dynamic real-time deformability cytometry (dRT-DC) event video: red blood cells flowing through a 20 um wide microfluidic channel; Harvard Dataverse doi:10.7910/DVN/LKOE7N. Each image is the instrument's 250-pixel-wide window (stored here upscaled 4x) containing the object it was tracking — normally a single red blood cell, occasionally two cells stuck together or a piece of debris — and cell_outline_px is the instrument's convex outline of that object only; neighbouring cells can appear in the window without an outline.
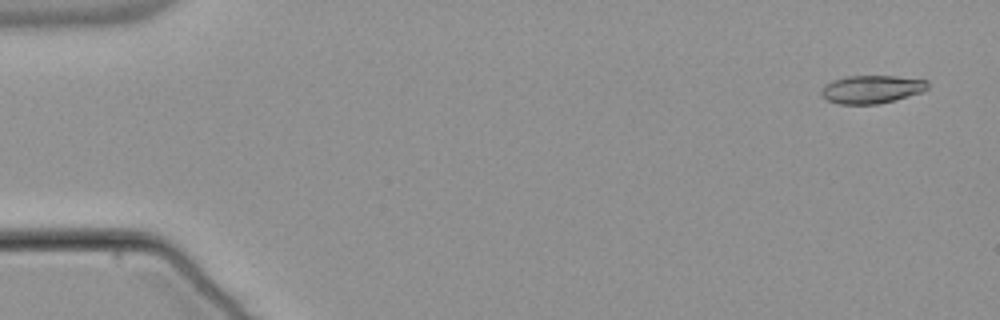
{"species": "common noctule bat (a hibernating species)", "species_latin": "Nyctalus noctula", "temperature_condition": "warm", "stored_images_in_passage": 54, "camera_frame_rate_fps": 3000, "um_per_image_px": 0.085, "animal": {"sex": "male", "body_mass_g": 21.5, "forearm_length_mm": 52.0}, "frame": {"image": 1, "passage_image": 3, "time_ms": 0.667, "image_size_px": [1000, 320], "cell_outline_px": [[928, 88], [924, 92], [876, 104], [840, 104], [828, 100], [820, 92], [824, 84], [832, 80], [844, 76], [896, 76], [928, 80]], "centroid_in_image_um": [74.09, 7.57], "position_along_channel_um": 10.9, "area_um2": 17.4}}
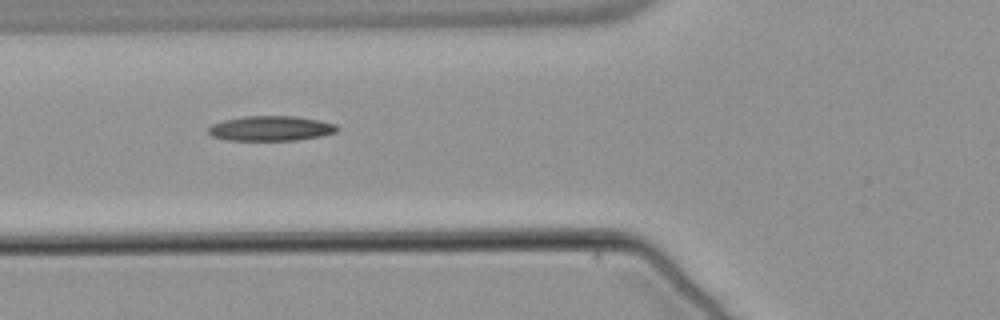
{"frame": {"image": 2, "passage_image": 21, "time_ms": 6.667, "image_size_px": [1000, 320], "cell_outline_px": [[340, 128], [336, 132], [320, 136], [296, 140], [224, 140], [212, 136], [208, 132], [208, 128], [212, 124], [224, 120], [244, 116], [296, 116], [320, 120], [336, 124]], "centroid_in_image_um": [23.03, 10.91], "position_along_channel_um": 102.8, "area_um2": 18.79}}
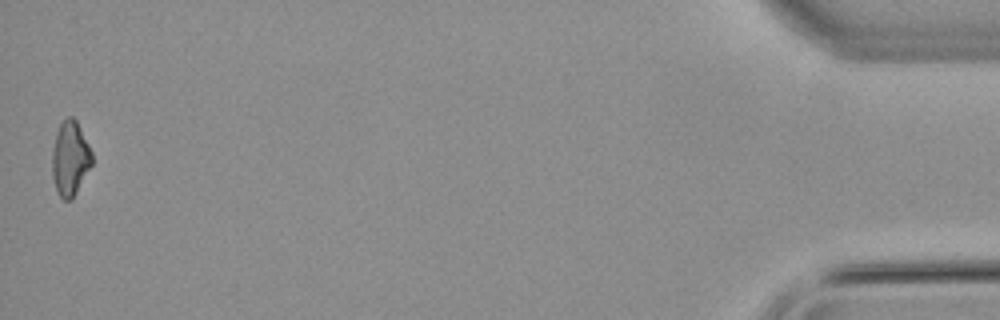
{"frame": {"image": 3, "passage_image": 54, "time_ms": 17.667, "image_size_px": [1000, 320], "cell_outline_px": [[92, 164], [72, 200], [64, 200], [60, 196], [56, 188], [52, 176], [52, 148], [56, 132], [60, 124], [68, 116], [72, 116], [76, 120], [92, 152]], "centroid_in_image_um": [5.95, 13.47], "position_along_channel_um": 429.2, "area_um2": 17.22}}